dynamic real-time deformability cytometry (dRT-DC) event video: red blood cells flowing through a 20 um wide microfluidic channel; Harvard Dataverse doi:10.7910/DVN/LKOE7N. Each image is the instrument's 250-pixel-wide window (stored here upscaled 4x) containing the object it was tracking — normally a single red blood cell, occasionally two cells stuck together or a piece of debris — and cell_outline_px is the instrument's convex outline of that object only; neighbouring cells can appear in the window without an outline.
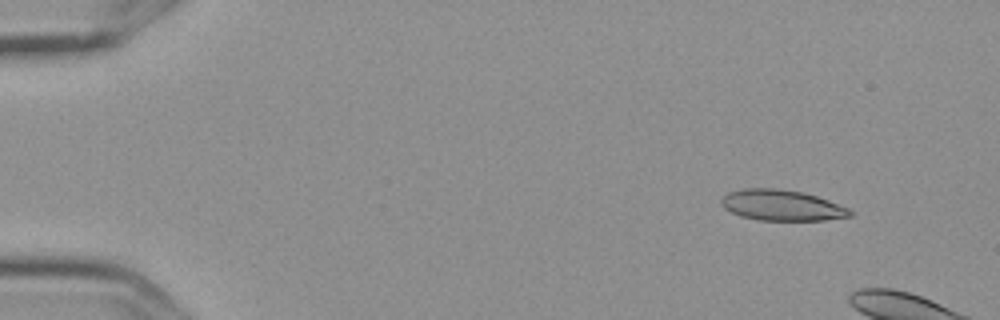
{"species": "Egyptian fruit bat (a non-hibernating species)", "species_latin": "Rousettus aegyptiacus", "temperature_condition": "cold", "stored_images_in_passage": 3, "camera_frame_rate_fps": 3000, "um_per_image_px": 0.085, "frame": {"image": 1, "passage_image": 1, "time_ms": 0.0, "image_size_px": [1000, 320], "cell_outline_px": [[852, 216], [824, 220], [756, 220], [740, 216], [724, 208], [720, 204], [720, 200], [728, 192], [744, 188], [776, 188], [804, 192], [828, 200], [848, 208], [852, 212]], "centroid_in_image_um": [66.42, 17.44], "position_along_channel_um": 18.6, "area_um2": 23.12}}